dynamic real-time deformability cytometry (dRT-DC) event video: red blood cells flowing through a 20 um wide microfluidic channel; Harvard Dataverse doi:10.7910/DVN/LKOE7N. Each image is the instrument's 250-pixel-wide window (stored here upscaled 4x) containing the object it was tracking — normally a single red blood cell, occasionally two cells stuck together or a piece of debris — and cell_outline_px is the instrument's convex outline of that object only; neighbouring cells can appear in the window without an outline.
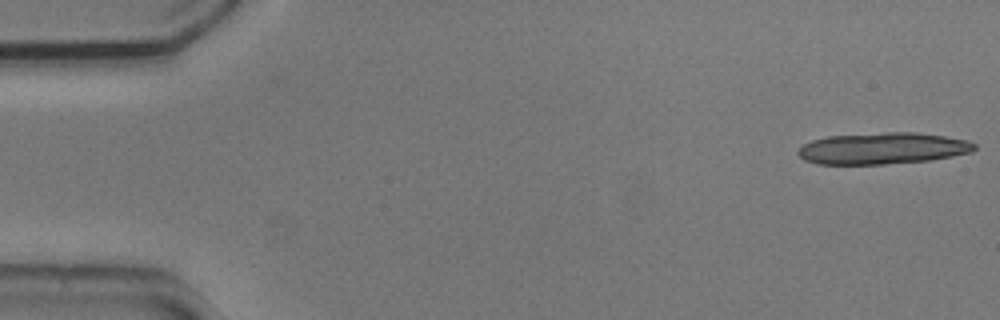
{"species": "common noctule bat (a hibernating species)", "species_latin": "Nyctalus noctula", "temperature_condition": "cold", "stored_images_in_passage": 13, "camera_frame_rate_fps": 3000, "um_per_image_px": 0.085, "animal": {"sex": "male", "body_mass_g": 20.5, "forearm_length_mm": 52.5}, "frame": {"image": 1, "passage_image": 1, "time_ms": 0.0, "image_size_px": [1000, 320], "cell_outline_px": [[976, 148], [972, 152], [952, 156], [928, 160], [884, 164], [816, 164], [804, 160], [796, 152], [804, 144], [812, 140], [828, 136], [888, 132], [916, 132], [944, 136], [968, 140], [976, 144]], "centroid_in_image_um": [75.03, 12.61], "position_along_channel_um": 10.0, "area_um2": 32.37}}